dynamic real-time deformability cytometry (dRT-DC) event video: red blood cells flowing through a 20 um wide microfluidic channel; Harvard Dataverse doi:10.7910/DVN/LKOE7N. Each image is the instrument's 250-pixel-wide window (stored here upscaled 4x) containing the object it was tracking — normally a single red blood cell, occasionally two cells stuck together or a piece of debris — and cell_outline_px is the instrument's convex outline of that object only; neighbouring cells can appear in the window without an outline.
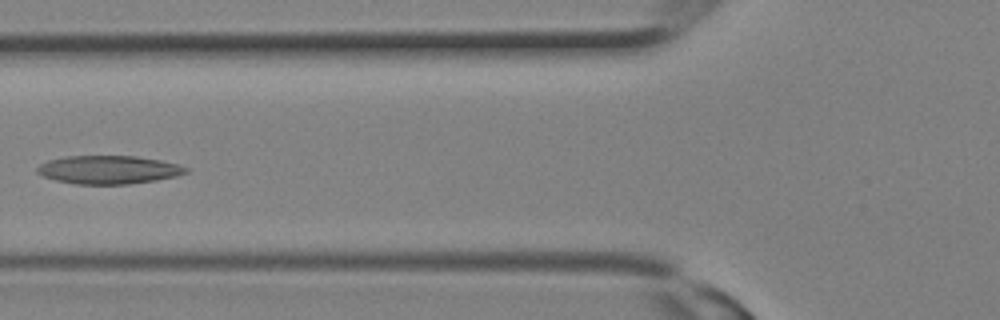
{"species": "Egyptian fruit bat (a non-hibernating species)", "species_latin": "Rousettus aegyptiacus", "temperature_condition": "room temperature", "stored_images_in_passage": 11, "camera_frame_rate_fps": 3000, "um_per_image_px": 0.085, "animal": {"sex": "female"}, "frame": {"image": 1, "passage_image": 10, "time_ms": 3.0, "image_size_px": [1000, 320], "cell_outline_px": [[188, 172], [176, 176], [156, 180], [128, 184], [76, 184], [56, 180], [44, 176], [36, 172], [36, 168], [40, 164], [48, 160], [64, 156], [136, 156], [160, 160], [180, 164], [188, 168]], "centroid_in_image_um": [9.23, 14.42], "position_along_channel_um": 116.6, "area_um2": 24.57}}